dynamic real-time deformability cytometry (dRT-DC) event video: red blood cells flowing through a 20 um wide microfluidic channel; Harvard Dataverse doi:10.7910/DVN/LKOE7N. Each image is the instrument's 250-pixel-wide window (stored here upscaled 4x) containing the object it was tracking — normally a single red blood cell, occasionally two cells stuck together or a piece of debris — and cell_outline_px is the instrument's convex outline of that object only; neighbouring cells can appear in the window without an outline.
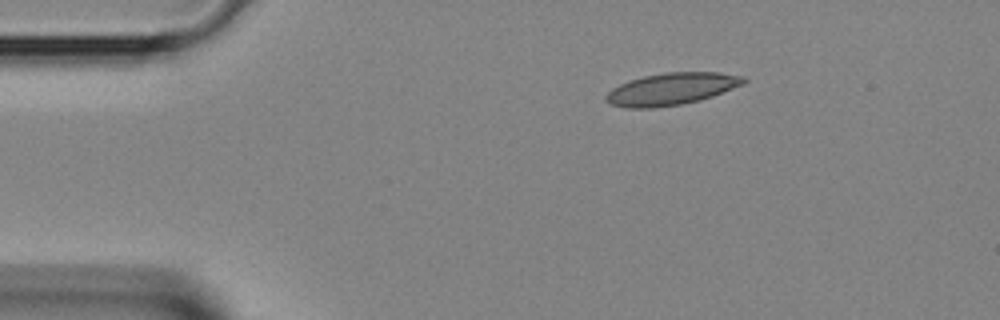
{"species": "Egyptian fruit bat (a non-hibernating species)", "species_latin": "Rousettus aegyptiacus", "temperature_condition": "room temperature", "stored_images_in_passage": 3, "camera_frame_rate_fps": 3000, "um_per_image_px": 0.085, "animal": {"sex": "female"}, "frame": {"image": 1, "passage_image": 3, "time_ms": 0.667, "image_size_px": [1000, 320], "cell_outline_px": [[748, 80], [744, 84], [712, 96], [700, 100], [680, 104], [652, 108], [628, 108], [612, 104], [604, 100], [604, 96], [612, 88], [628, 80], [644, 76], [664, 72], [716, 72], [744, 76]], "centroid_in_image_um": [57.07, 7.55], "position_along_channel_um": 27.9, "area_um2": 25.72}}